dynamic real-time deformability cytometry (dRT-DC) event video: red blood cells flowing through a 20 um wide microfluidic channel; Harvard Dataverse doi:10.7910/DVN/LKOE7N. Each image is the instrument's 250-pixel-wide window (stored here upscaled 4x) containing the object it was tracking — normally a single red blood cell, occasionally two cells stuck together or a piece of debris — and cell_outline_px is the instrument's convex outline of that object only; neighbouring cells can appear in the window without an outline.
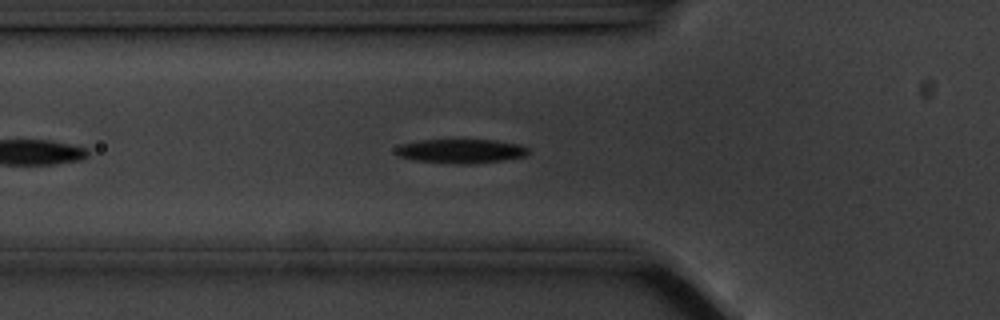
{"species": "common noctule bat (a hibernating species)", "species_latin": "Nyctalus noctula", "temperature_condition": "cold", "stored_images_in_passage": 24, "camera_frame_rate_fps": 3000, "um_per_image_px": 0.085, "animal": {"sex": "male", "body_mass_g": 20.1, "forearm_length_mm": 53.5}, "frame": {"image": 1, "passage_image": 8, "time_ms": 2.333, "image_size_px": [1000, 320], "cell_outline_px": [[528, 152], [524, 156], [504, 160], [476, 164], [456, 164], [412, 160], [396, 156], [396, 148], [400, 144], [420, 140], [496, 140], [520, 144], [528, 148]], "centroid_in_image_um": [39.15, 12.85], "position_along_channel_um": 86.6, "area_um2": 18.84}}